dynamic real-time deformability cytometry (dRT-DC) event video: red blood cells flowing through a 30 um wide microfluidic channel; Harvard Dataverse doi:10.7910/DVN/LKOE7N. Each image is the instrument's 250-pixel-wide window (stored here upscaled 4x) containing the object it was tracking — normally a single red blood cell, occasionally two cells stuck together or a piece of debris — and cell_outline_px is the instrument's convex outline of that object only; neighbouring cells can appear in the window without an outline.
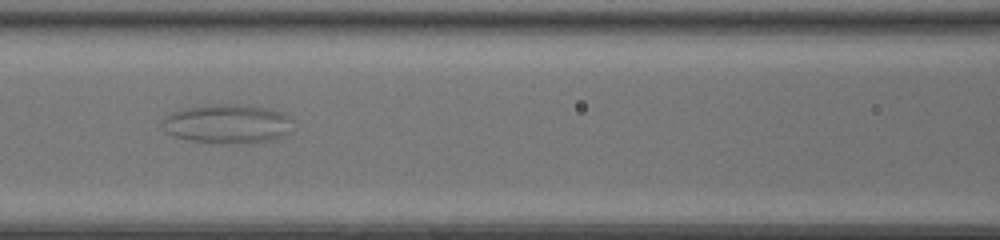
{"species": "common noctule bat (a hibernating species)", "species_latin": "Nyctalus noctula", "temperature_condition": "room temperature", "stored_images_in_passage": 54, "camera_frame_rate_fps": 3000, "um_per_image_px": 0.085, "animal": {"sex": "female", "body_mass_g": 20.0, "forearm_length_mm": 54.0}, "frame": {"image": 1, "passage_image": 27, "time_ms": 8.667, "image_size_px": [1000, 240], "cell_outline_px": [[292, 132], [284, 136], [272, 140], [252, 144], [220, 144], [192, 140], [176, 136], [164, 132], [160, 124], [164, 116], [172, 112], [184, 108], [204, 104], [248, 104], [268, 108], [284, 112], [292, 120]], "centroid_in_image_um": [19.36, 10.52], "position_along_channel_um": 147.2, "area_um2": 30.81}}
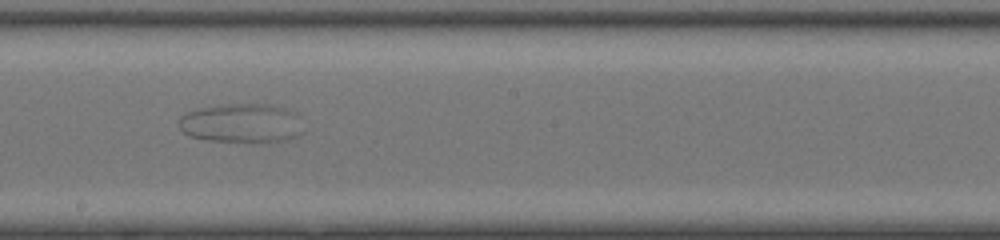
{"frame": {"image": 2, "passage_image": 33, "time_ms": 10.667, "image_size_px": [1000, 240], "cell_outline_px": [[300, 132], [296, 136], [288, 140], [204, 140], [188, 136], [180, 128], [180, 116], [184, 112], [200, 108], [220, 104], [268, 104], [284, 108], [296, 112]], "centroid_in_image_um": [20.45, 10.43], "position_along_channel_um": 227.8, "area_um2": 27.69}}